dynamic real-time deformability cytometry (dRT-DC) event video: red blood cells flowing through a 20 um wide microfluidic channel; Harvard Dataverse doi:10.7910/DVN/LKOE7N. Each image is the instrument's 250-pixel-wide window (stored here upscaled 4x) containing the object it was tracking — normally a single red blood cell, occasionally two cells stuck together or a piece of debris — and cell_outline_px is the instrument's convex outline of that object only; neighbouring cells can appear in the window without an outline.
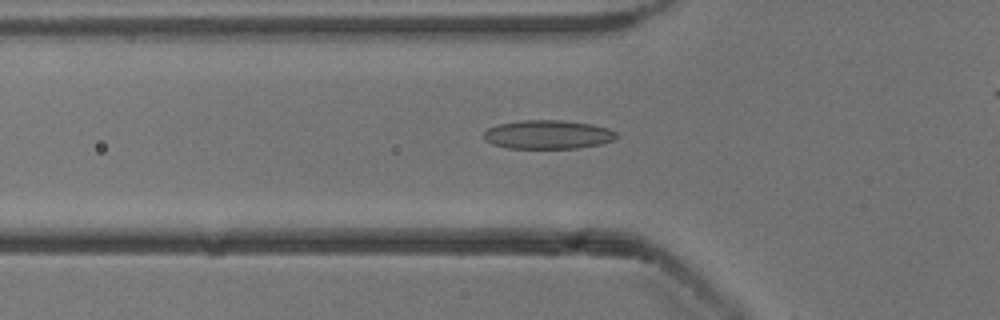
{"species": "common noctule bat (a hibernating species)", "species_latin": "Nyctalus noctula", "temperature_condition": "cold", "stored_images_in_passage": 19, "camera_frame_rate_fps": 3000, "um_per_image_px": 0.085, "animal": {"sex": "male", "body_mass_g": 13.3}, "frame": {"image": 1, "passage_image": 18, "time_ms": 5.667, "image_size_px": [1000, 320], "cell_outline_px": [[616, 140], [600, 144], [576, 148], [508, 148], [492, 144], [484, 140], [484, 132], [488, 128], [500, 124], [524, 120], [560, 120], [592, 124], [608, 128], [616, 132]], "centroid_in_image_um": [46.58, 11.44], "position_along_channel_um": 79.2, "area_um2": 22.2}}